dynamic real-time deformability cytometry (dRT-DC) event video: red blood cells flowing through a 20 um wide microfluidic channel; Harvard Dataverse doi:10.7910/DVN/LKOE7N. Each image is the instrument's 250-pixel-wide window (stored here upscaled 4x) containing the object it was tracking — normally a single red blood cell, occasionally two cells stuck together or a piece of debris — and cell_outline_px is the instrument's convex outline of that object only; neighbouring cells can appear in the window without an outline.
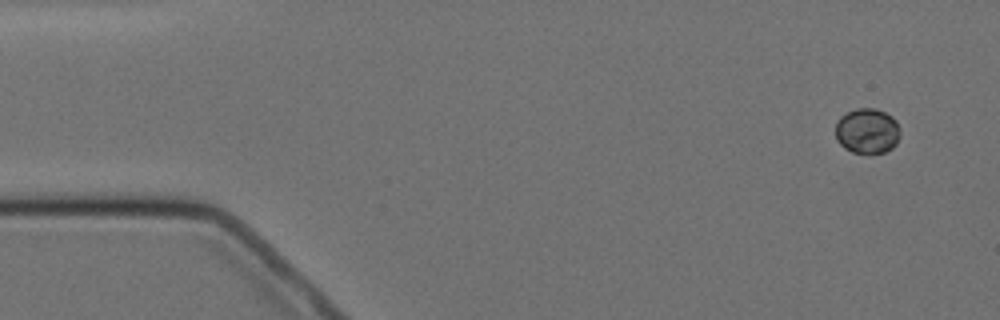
{"species": "Egyptian fruit bat (a non-hibernating species)", "species_latin": "Rousettus aegyptiacus", "temperature_condition": "cold", "stored_images_in_passage": 6, "camera_frame_rate_fps": 3000, "um_per_image_px": 0.085, "animal": {"sex": "female"}, "frame": {"image": 1, "passage_image": 1, "time_ms": 0.0, "image_size_px": [1000, 320], "cell_outline_px": [[900, 136], [896, 144], [892, 148], [884, 152], [852, 152], [844, 148], [836, 140], [836, 120], [840, 116], [856, 108], [876, 108], [892, 116], [896, 120], [900, 128]], "centroid_in_image_um": [73.72, 11.11], "position_along_channel_um": 11.3, "area_um2": 17.17}}
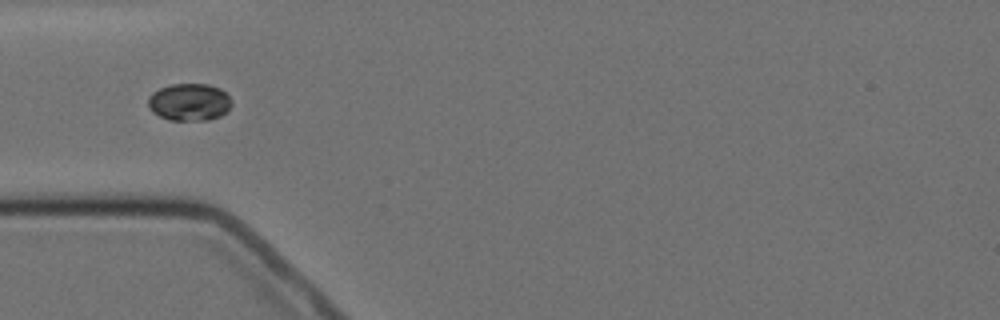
{"frame": {"image": 2, "passage_image": 5, "time_ms": 4.667, "image_size_px": [1000, 320], "cell_outline_px": [[232, 104], [220, 116], [208, 120], [168, 120], [152, 112], [148, 108], [148, 96], [152, 92], [160, 88], [172, 84], [208, 84], [220, 88], [232, 100]], "centroid_in_image_um": [16.06, 8.67], "position_along_channel_um": 68.9, "area_um2": 18.21}}
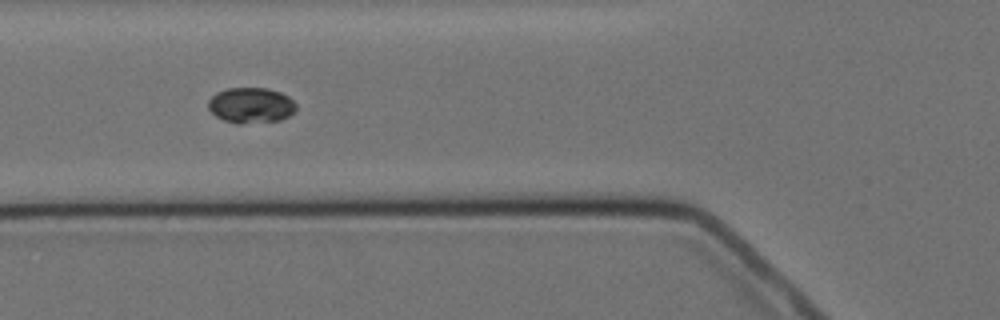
{"frame": {"image": 3, "passage_image": 6, "time_ms": 5.667, "image_size_px": [1000, 320], "cell_outline_px": [[296, 108], [288, 116], [280, 120], [240, 124], [236, 124], [224, 120], [216, 116], [208, 108], [208, 100], [216, 92], [228, 88], [268, 88], [280, 92], [288, 96], [296, 104]], "centroid_in_image_um": [21.31, 8.95], "position_along_channel_um": 104.5, "area_um2": 18.21}}